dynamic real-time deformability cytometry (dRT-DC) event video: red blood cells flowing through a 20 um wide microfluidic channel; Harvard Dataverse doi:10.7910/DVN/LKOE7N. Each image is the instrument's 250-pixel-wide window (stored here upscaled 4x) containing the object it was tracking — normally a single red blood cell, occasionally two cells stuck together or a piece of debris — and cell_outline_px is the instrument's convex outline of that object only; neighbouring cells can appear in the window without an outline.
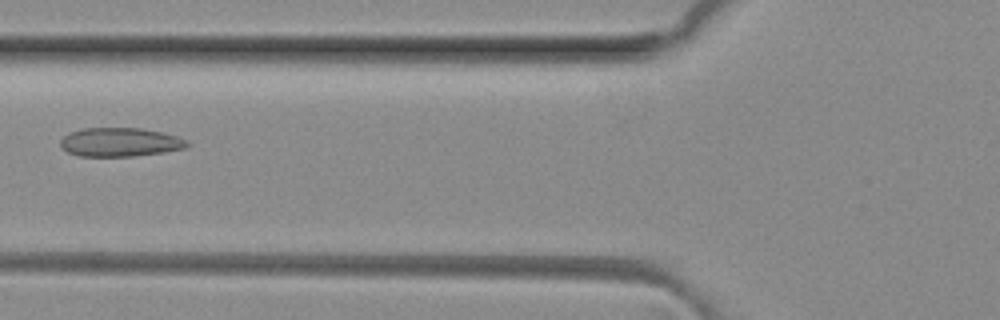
{"species": "common noctule bat (a hibernating species)", "species_latin": "Nyctalus noctula", "temperature_condition": "room temperature", "stored_images_in_passage": 6, "camera_frame_rate_fps": 3000, "um_per_image_px": 0.085, "animal": {"sex": "female", "body_mass_g": 29.2, "forearm_length_mm": 56.3}, "frame": {"image": 1, "passage_image": 6, "time_ms": 1.667, "image_size_px": [1000, 320], "cell_outline_px": [[188, 144], [184, 148], [164, 152], [132, 156], [80, 156], [68, 152], [60, 144], [60, 140], [64, 136], [72, 132], [84, 128], [140, 128], [160, 132], [176, 136], [188, 140]], "centroid_in_image_um": [10.2, 12.08], "position_along_channel_um": 115.6, "area_um2": 20.98}}